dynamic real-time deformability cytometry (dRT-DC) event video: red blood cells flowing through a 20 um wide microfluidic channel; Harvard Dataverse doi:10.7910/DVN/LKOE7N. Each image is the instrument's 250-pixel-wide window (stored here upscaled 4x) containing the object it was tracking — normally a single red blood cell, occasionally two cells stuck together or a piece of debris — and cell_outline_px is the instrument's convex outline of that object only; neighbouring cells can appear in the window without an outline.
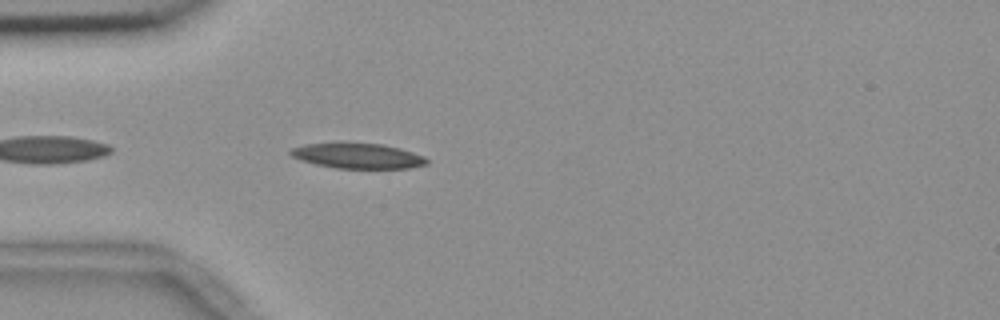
{"species": "common noctule bat (a hibernating species)", "species_latin": "Nyctalus noctula", "temperature_condition": "room temperature", "stored_images_in_passage": 5, "camera_frame_rate_fps": 3000, "um_per_image_px": 0.085, "animal": {"sex": "female", "body_mass_g": 18.4}, "frame": {"image": 1, "passage_image": 5, "time_ms": 1.333, "image_size_px": [1000, 320], "cell_outline_px": [[428, 164], [408, 168], [336, 168], [316, 164], [292, 156], [288, 152], [292, 148], [304, 144], [384, 144], [400, 148], [424, 156], [428, 160]], "centroid_in_image_um": [30.46, 13.26], "position_along_channel_um": 54.5, "area_um2": 19.54}}